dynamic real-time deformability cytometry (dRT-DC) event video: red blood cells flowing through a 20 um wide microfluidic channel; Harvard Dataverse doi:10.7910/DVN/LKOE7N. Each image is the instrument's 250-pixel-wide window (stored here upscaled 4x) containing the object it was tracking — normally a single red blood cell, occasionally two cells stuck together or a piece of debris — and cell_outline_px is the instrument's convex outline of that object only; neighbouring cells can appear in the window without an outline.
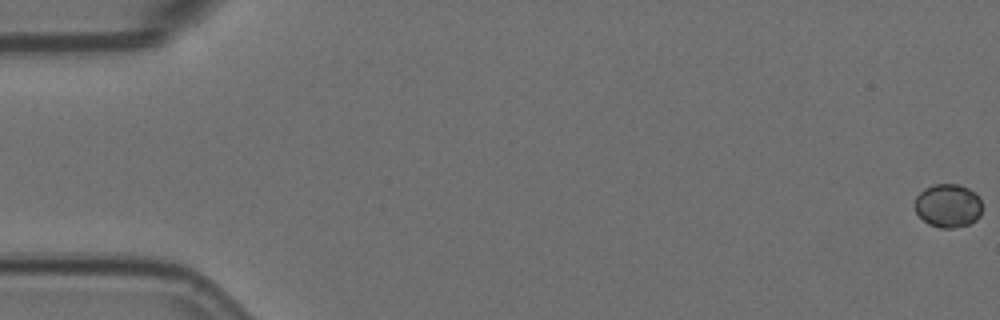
{"species": "Egyptian fruit bat (a non-hibernating species)", "species_latin": "Rousettus aegyptiacus", "temperature_condition": "room temperature", "stored_images_in_passage": 46, "camera_frame_rate_fps": 3000, "um_per_image_px": 0.085, "animal": {"sex": "female"}, "frame": {"image": 1, "passage_image": 1, "time_ms": 0.0, "image_size_px": [1000, 320], "cell_outline_px": [[980, 216], [976, 220], [968, 224], [952, 228], [940, 228], [928, 224], [916, 212], [916, 196], [924, 188], [932, 184], [960, 184], [976, 192], [980, 200]], "centroid_in_image_um": [80.58, 17.46], "position_along_channel_um": 4.4, "area_um2": 17.05}}
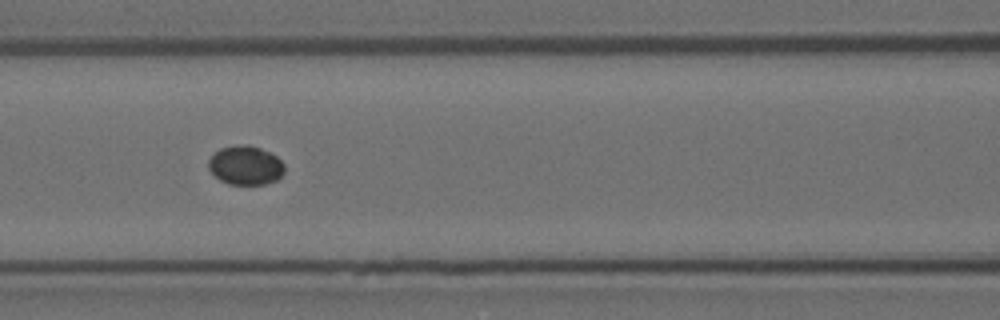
{"frame": {"image": 2, "passage_image": 26, "time_ms": 8.333, "image_size_px": [1000, 320], "cell_outline_px": [[284, 172], [276, 180], [264, 184], [228, 184], [220, 180], [208, 168], [208, 160], [220, 148], [244, 144], [248, 144], [260, 148], [276, 156], [284, 164]], "centroid_in_image_um": [20.86, 14.05], "position_along_channel_um": 145.7, "area_um2": 17.11}}
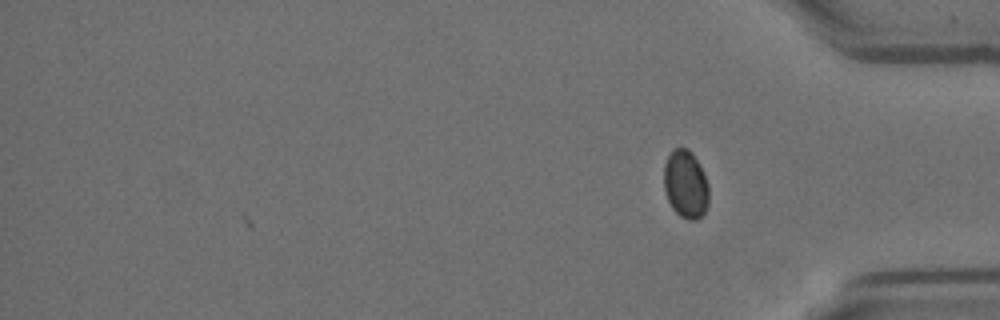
{"frame": {"image": 3, "passage_image": 46, "time_ms": 15.0, "image_size_px": [1000, 320], "cell_outline_px": [[708, 204], [704, 212], [696, 220], [688, 220], [680, 216], [672, 208], [668, 200], [664, 188], [664, 164], [668, 156], [676, 148], [688, 148], [692, 152], [700, 164], [708, 184]], "centroid_in_image_um": [58.28, 15.66], "position_along_channel_um": 376.9, "area_um2": 17.8}}